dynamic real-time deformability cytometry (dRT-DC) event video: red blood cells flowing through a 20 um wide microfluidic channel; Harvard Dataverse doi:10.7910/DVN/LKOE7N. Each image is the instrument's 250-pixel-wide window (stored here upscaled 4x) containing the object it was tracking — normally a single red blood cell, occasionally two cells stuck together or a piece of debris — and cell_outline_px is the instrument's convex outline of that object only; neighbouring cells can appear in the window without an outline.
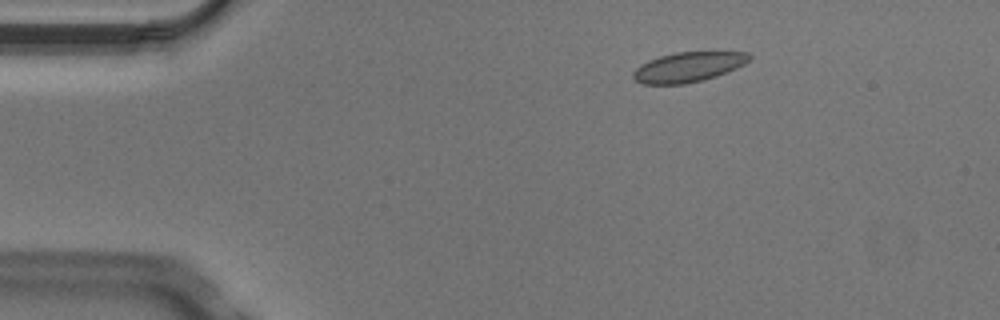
{"species": "Egyptian fruit bat (a non-hibernating species)", "species_latin": "Rousettus aegyptiacus", "temperature_condition": "cold", "stored_images_in_passage": 5, "camera_frame_rate_fps": 3000, "um_per_image_px": 0.085, "animal": {"sex": "male"}, "frame": {"image": 1, "passage_image": 3, "time_ms": 0.667, "image_size_px": [1000, 320], "cell_outline_px": [[752, 56], [744, 64], [736, 68], [716, 76], [704, 80], [684, 84], [644, 84], [636, 80], [632, 76], [632, 72], [640, 64], [648, 60], [660, 56], [676, 52], [712, 48], [748, 52]], "centroid_in_image_um": [58.58, 5.63], "position_along_channel_um": 26.4, "area_um2": 21.21}}